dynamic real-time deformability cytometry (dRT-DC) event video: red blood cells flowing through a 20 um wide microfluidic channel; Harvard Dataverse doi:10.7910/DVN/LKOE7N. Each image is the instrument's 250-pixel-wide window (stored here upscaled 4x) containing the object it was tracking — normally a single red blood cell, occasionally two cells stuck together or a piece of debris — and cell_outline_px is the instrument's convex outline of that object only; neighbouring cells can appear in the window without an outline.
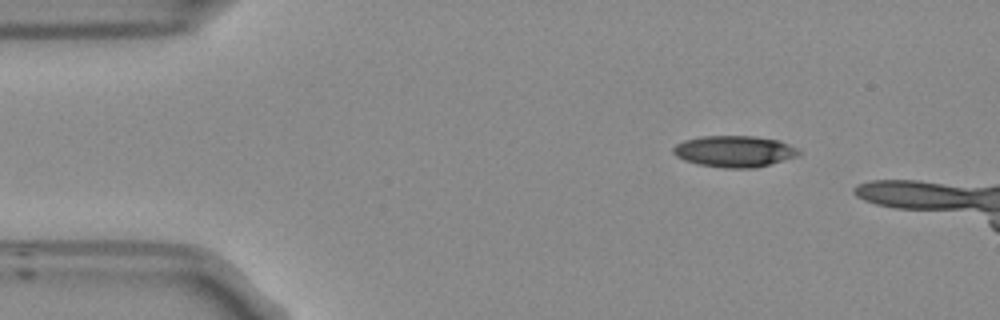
{"species": "Egyptian fruit bat (a non-hibernating species)", "species_latin": "Rousettus aegyptiacus", "temperature_condition": "room temperature", "stored_images_in_passage": 9, "camera_frame_rate_fps": 3000, "um_per_image_px": 0.085, "frame": {"image": 1, "passage_image": 1, "time_ms": 0.0, "image_size_px": [1000, 320], "cell_outline_px": [[804, 152], [796, 156], [768, 164], [752, 168], [724, 168], [700, 164], [684, 160], [676, 156], [672, 152], [672, 148], [676, 144], [684, 140], [700, 136], [756, 136], [780, 140]], "centroid_in_image_um": [62.4, 12.85], "position_along_channel_um": 22.6, "area_um2": 22.89}}